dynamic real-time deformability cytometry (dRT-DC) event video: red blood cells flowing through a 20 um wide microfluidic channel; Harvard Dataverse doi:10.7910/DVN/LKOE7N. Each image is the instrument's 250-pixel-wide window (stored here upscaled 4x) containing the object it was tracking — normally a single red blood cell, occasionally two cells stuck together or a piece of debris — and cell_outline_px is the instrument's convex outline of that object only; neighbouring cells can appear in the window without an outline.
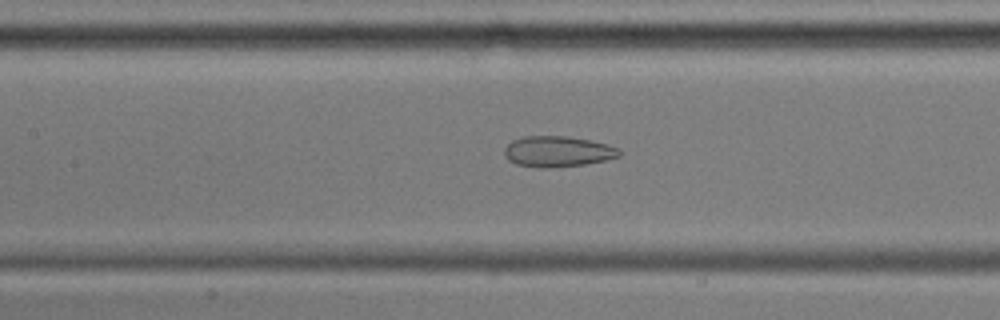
{"species": "common noctule bat (a hibernating species)", "species_latin": "Nyctalus noctula", "temperature_condition": "cold", "stored_images_in_passage": 43, "camera_frame_rate_fps": 3000, "um_per_image_px": 0.085, "animal": {"sex": "male", "body_mass_g": 17.9, "forearm_length_mm": 54.2}, "frame": {"image": 1, "passage_image": 12, "time_ms": 3.667, "image_size_px": [1000, 320], "cell_outline_px": [[620, 156], [604, 160], [584, 164], [544, 168], [540, 168], [516, 164], [508, 160], [504, 156], [504, 148], [512, 140], [524, 136], [568, 136], [592, 140], [608, 144], [620, 148]], "centroid_in_image_um": [47.39, 12.86], "position_along_channel_um": 160.0, "area_um2": 20.69}}
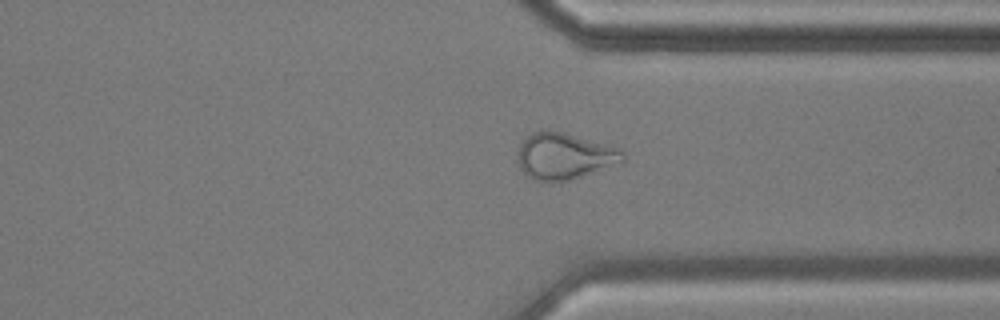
{"frame": {"image": 2, "passage_image": 29, "time_ms": 9.333, "image_size_px": [1000, 320], "cell_outline_px": [[624, 160], [620, 164], [568, 180], [532, 180], [520, 168], [516, 152], [520, 144], [532, 132], [564, 132], [620, 148], [624, 156]], "centroid_in_image_um": [47.98, 13.27], "position_along_channel_um": 363.4, "area_um2": 28.03}}
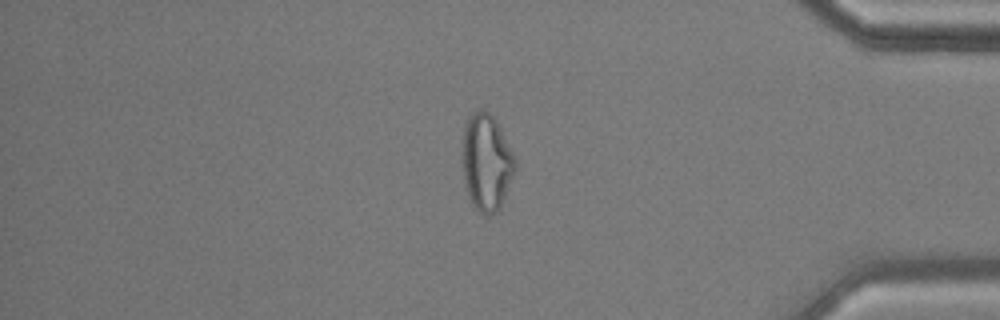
{"frame": {"image": 3, "passage_image": 34, "time_ms": 11.0, "image_size_px": [1000, 320], "cell_outline_px": [[516, 168], [500, 208], [496, 212], [488, 216], [484, 216], [472, 208], [468, 196], [464, 180], [460, 160], [464, 124], [468, 116], [472, 112], [480, 108], [488, 112], [492, 116], [500, 128], [516, 160]], "centroid_in_image_um": [41.3, 13.82], "position_along_channel_um": 393.9, "area_um2": 30.4}, "authors_computed_cell_mechanics": {"area_um2": 25.5476, "velocity_mm_per_s": 3.6026, "shape_relaxation_time_tau1_ms": null, "shape_relaxation_time_tau2_ms": 1.8977, "deformation_change_tau1": null, "deformation_change_tau2": 0.0877}}